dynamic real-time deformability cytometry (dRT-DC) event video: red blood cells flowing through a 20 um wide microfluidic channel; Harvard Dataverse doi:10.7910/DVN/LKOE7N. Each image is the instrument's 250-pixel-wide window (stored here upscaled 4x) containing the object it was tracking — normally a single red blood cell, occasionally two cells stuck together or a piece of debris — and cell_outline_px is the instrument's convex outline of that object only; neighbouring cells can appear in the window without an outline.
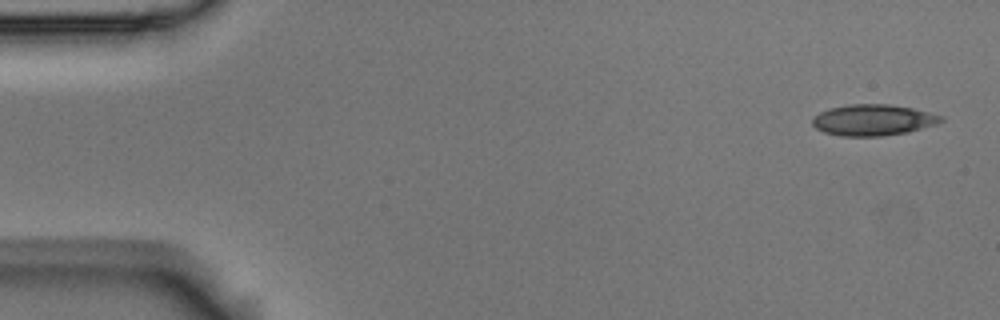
{"species": "Egyptian fruit bat (a non-hibernating species)", "species_latin": "Rousettus aegyptiacus", "temperature_condition": "room temperature", "stored_images_in_passage": 3, "camera_frame_rate_fps": 3000, "um_per_image_px": 0.085, "animal": {"sex": "male"}, "frame": {"image": 1, "passage_image": 1, "time_ms": 0.0, "image_size_px": [1000, 320], "cell_outline_px": [[944, 120], [936, 124], [908, 132], [880, 136], [840, 136], [824, 132], [816, 128], [812, 124], [812, 120], [820, 112], [828, 108], [852, 104], [888, 104], [912, 108], [944, 116]], "centroid_in_image_um": [74.22, 10.2], "position_along_channel_um": 10.8, "area_um2": 23.24}}